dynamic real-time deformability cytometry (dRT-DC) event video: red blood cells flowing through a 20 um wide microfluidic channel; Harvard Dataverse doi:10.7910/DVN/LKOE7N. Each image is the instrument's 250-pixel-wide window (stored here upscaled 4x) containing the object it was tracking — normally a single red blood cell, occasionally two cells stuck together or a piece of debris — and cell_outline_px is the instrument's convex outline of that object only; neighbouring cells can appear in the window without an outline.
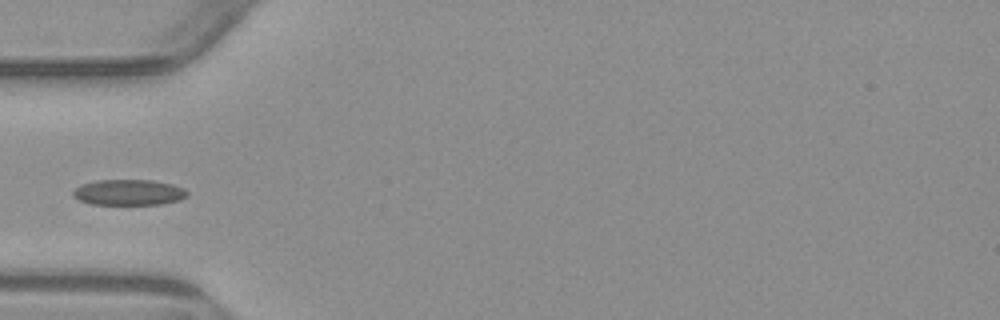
{"species": "common noctule bat (a hibernating species)", "species_latin": "Nyctalus noctula", "temperature_condition": "warm", "stored_images_in_passage": 3, "camera_frame_rate_fps": 3000, "um_per_image_px": 0.085, "animal": {"sex": "male", "body_mass_g": 23.1, "forearm_length_mm": 52.7}, "frame": {"image": 1, "passage_image": 2, "time_ms": 1.333, "image_size_px": [1000, 320], "cell_outline_px": [[188, 196], [180, 200], [160, 204], [92, 204], [80, 200], [72, 196], [72, 192], [80, 184], [96, 180], [152, 180], [172, 184], [184, 188], [188, 192]], "centroid_in_image_um": [10.95, 16.34], "position_along_channel_um": 74.1, "area_um2": 17.17}}
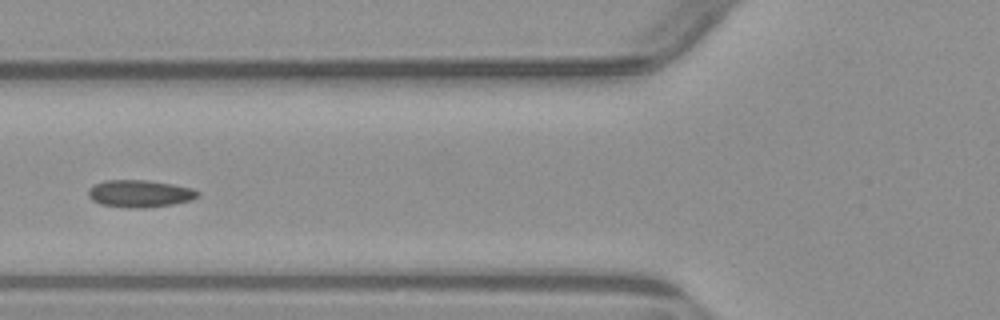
{"frame": {"image": 2, "passage_image": 3, "time_ms": 2.333, "image_size_px": [1000, 320], "cell_outline_px": [[200, 196], [192, 200], [152, 208], [128, 208], [100, 204], [92, 200], [88, 196], [88, 188], [92, 184], [104, 180], [148, 180], [172, 184], [192, 188], [200, 192]], "centroid_in_image_um": [11.87, 16.46], "position_along_channel_um": 113.9, "area_um2": 17.74}}